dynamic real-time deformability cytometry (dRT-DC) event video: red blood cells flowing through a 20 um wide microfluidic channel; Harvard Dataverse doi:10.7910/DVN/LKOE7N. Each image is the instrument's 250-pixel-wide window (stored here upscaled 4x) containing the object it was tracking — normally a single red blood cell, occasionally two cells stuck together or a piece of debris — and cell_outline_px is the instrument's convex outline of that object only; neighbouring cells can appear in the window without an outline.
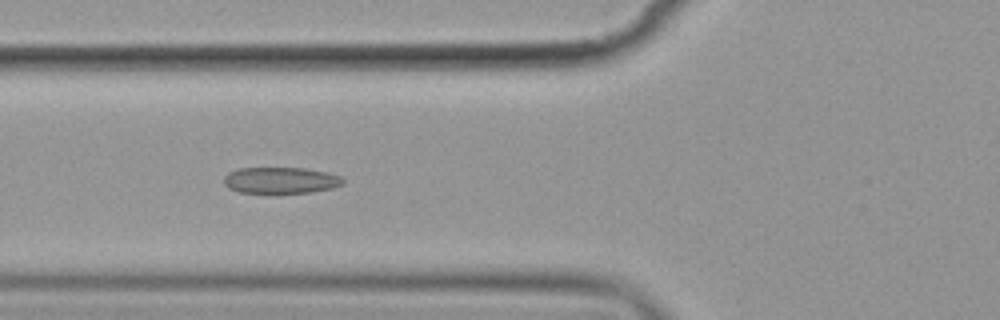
{"species": "common noctule bat (a hibernating species)", "species_latin": "Nyctalus noctula", "temperature_condition": "cold", "stored_images_in_passage": 5, "camera_frame_rate_fps": 3000, "um_per_image_px": 0.085, "animal": {"sex": "female", "body_mass_g": 19.9}, "frame": {"image": 1, "passage_image": 4, "time_ms": 3.667, "image_size_px": [1000, 320], "cell_outline_px": [[344, 184], [332, 188], [312, 192], [276, 196], [272, 196], [240, 192], [228, 188], [224, 184], [224, 176], [228, 172], [240, 168], [304, 168], [328, 172], [340, 176], [344, 180]], "centroid_in_image_um": [23.84, 15.38], "position_along_channel_um": 102.0, "area_um2": 19.25}}
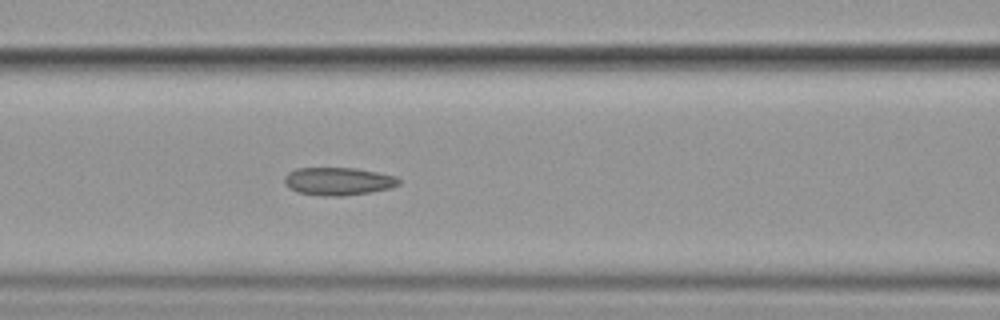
{"frame": {"image": 2, "passage_image": 5, "time_ms": 4.667, "image_size_px": [1000, 320], "cell_outline_px": [[400, 184], [388, 188], [368, 192], [340, 196], [324, 196], [296, 192], [288, 188], [284, 184], [284, 176], [288, 172], [296, 168], [356, 168], [396, 176], [400, 180]], "centroid_in_image_um": [28.69, 15.4], "position_along_channel_um": 137.9, "area_um2": 18.55}}